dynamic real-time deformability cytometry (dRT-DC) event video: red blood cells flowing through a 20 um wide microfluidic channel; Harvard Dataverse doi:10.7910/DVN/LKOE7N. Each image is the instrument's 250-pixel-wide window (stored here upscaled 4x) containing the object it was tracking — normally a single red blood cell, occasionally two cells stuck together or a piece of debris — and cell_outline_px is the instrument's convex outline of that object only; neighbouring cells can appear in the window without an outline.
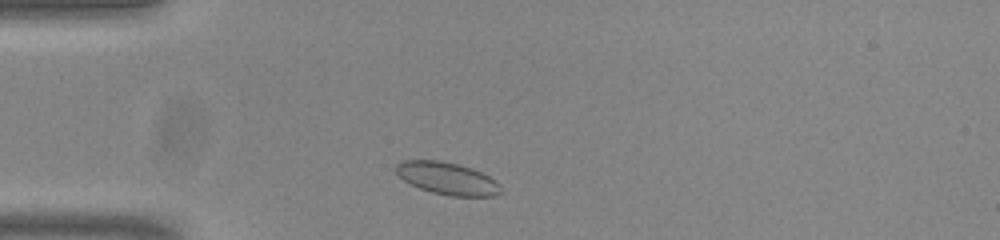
{"species": "common noctule bat (a hibernating species)", "species_latin": "Nyctalus noctula", "temperature_condition": "room temperature", "stored_images_in_passage": 43, "camera_frame_rate_fps": 3000, "um_per_image_px": 0.085, "animal": {"sex": "male", "body_mass_g": 20.0, "forearm_length_mm": 53.3}, "frame": {"image": 1, "passage_image": 3, "time_ms": 0.667, "image_size_px": [1000, 240], "cell_outline_px": [[504, 192], [492, 196], [448, 196], [432, 192], [420, 188], [404, 180], [396, 172], [396, 164], [400, 160], [440, 160], [472, 168], [496, 180], [500, 184]], "centroid_in_image_um": [38.04, 15.17], "position_along_channel_um": 47.0, "area_um2": 19.77}}
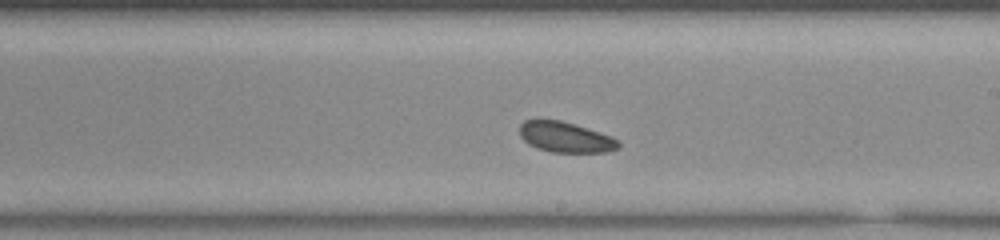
{"frame": {"image": 2, "passage_image": 20, "time_ms": 6.333, "image_size_px": [1000, 240], "cell_outline_px": [[620, 148], [608, 152], [552, 152], [536, 148], [528, 144], [520, 136], [520, 124], [524, 120], [560, 120], [612, 136], [620, 140]], "centroid_in_image_um": [48.09, 11.67], "position_along_channel_um": 240.9, "area_um2": 17.57}}
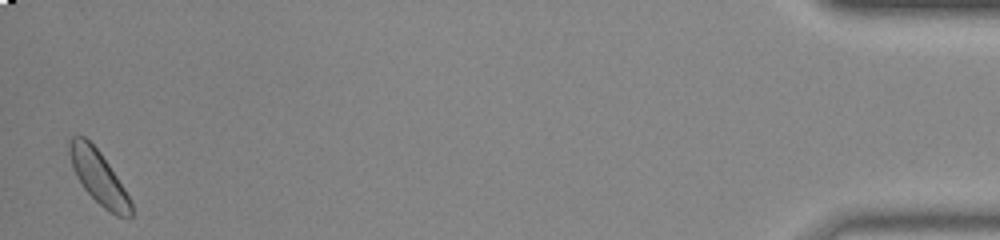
{"frame": {"image": 3, "passage_image": 42, "time_ms": 13.667, "image_size_px": [1000, 240], "cell_outline_px": [[132, 216], [116, 216], [104, 208], [84, 188], [76, 176], [72, 164], [68, 148], [68, 140], [72, 136], [84, 136], [100, 152], [124, 188], [132, 204]], "centroid_in_image_um": [8.36, 15.05], "position_along_channel_um": 426.8, "area_um2": 18.67}, "authors_computed_cell_mechanics": {"area_um2": 18.3226, "velocity_mm_per_s": 3.7471, "shape_relaxation_time_tau1_ms": null, "shape_relaxation_time_tau2_ms": 2.1683, "deformation_change_tau1": null, "deformation_change_tau2": 0.0667}}